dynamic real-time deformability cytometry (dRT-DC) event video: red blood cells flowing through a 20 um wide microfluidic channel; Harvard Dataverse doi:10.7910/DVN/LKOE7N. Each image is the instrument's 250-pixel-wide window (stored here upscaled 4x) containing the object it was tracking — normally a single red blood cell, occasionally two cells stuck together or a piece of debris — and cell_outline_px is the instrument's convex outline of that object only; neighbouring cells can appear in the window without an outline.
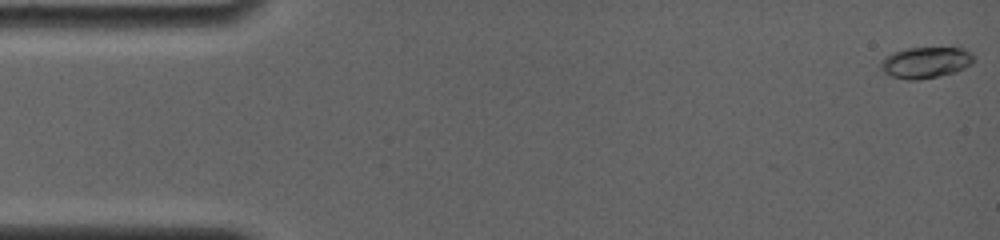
{"species": "common noctule bat (a hibernating species)", "species_latin": "Nyctalus noctula", "temperature_condition": "room temperature", "stored_images_in_passage": 46, "camera_frame_rate_fps": 4000, "um_per_image_px": 0.085, "animal": {"sex": "female", "body_mass_g": 19.0, "forearm_length_mm": 56.7}, "frame": {"image": 1, "passage_image": 1, "time_ms": 0.0, "image_size_px": [1000, 240], "cell_outline_px": [[976, 60], [972, 64], [956, 72], [920, 80], [908, 80], [892, 76], [884, 72], [880, 68], [880, 64], [892, 52], [908, 48], [964, 48]], "centroid_in_image_um": [78.7, 5.32], "position_along_channel_um": 6.3, "area_um2": 16.76}}
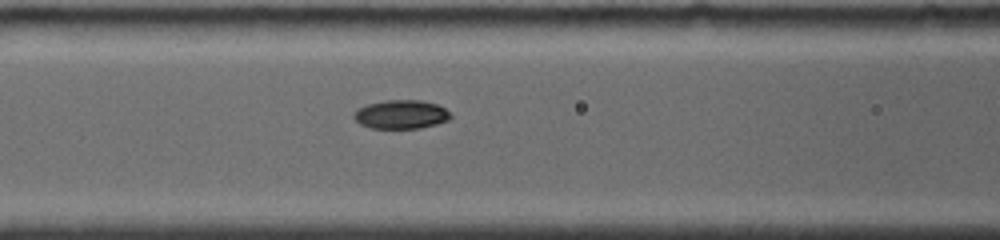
{"frame": {"image": 2, "passage_image": 28, "time_ms": 6.75, "image_size_px": [1000, 240], "cell_outline_px": [[452, 116], [448, 120], [436, 124], [420, 128], [372, 128], [360, 124], [352, 116], [356, 108], [368, 104], [384, 100], [420, 100], [436, 104], [444, 108]], "centroid_in_image_um": [34.06, 9.72], "position_along_channel_um": 132.5, "area_um2": 16.18}}
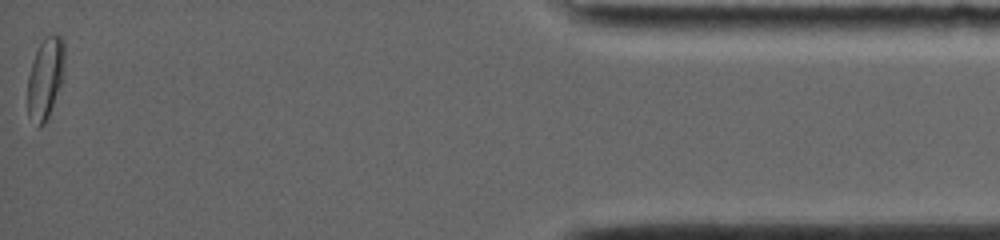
{"frame": {"image": 3, "passage_image": 46, "time_ms": 16.5, "image_size_px": [1000, 240], "cell_outline_px": [[64, 68], [60, 84], [48, 116], [44, 124], [40, 124], [28, 116], [28, 76], [36, 52], [44, 36], [60, 36], [64, 40]], "centroid_in_image_um": [3.85, 6.59], "position_along_channel_um": 431.3, "area_um2": 16.82}, "authors_computed_cell_mechanics": {"area_um2": 16.3285, "velocity_mm_per_s": 3.7938, "shape_relaxation_time_tau1_ms": 5.4098, "shape_relaxation_time_tau2_ms": null, "deformation_change_tau1": 0.1303, "deformation_change_tau2": null}}